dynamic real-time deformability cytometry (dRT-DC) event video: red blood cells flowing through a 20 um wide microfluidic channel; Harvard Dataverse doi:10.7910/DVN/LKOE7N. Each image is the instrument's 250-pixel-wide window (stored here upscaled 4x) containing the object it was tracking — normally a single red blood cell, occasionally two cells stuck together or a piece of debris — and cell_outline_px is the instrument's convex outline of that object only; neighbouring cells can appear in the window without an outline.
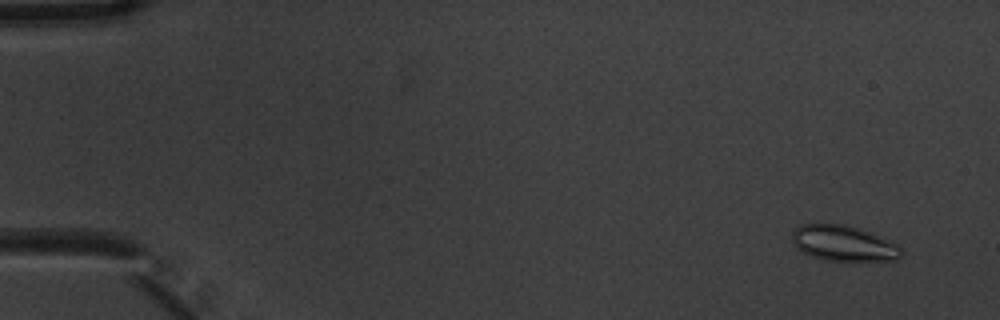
{"species": "common noctule bat (a hibernating species)", "species_latin": "Nyctalus noctula", "temperature_condition": "warm", "stored_images_in_passage": 5, "camera_frame_rate_fps": 3000, "um_per_image_px": 0.085, "animal": {"sex": "male", "body_mass_g": 20.1, "forearm_length_mm": 53.5}, "frame": {"image": 1, "passage_image": 1, "time_ms": 0.0, "image_size_px": [1000, 320], "cell_outline_px": [[904, 256], [896, 260], [828, 260], [812, 256], [796, 248], [792, 244], [792, 232], [800, 224], [844, 224], [860, 228], [872, 232], [896, 244], [904, 252]], "centroid_in_image_um": [71.71, 20.67], "position_along_channel_um": 13.3, "area_um2": 22.66}}